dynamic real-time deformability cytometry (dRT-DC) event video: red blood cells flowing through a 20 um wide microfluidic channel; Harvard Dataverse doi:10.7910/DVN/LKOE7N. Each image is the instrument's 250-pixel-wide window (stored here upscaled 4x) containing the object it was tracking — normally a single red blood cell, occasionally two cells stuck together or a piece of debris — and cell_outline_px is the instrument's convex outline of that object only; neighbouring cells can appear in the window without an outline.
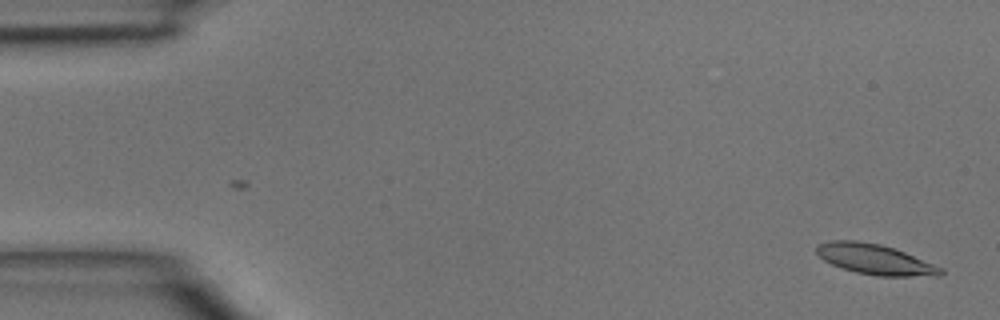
{"species": "common noctule bat (a hibernating species)", "species_latin": "Nyctalus noctula", "temperature_condition": "room temperature", "stored_images_in_passage": 11, "camera_frame_rate_fps": 3000, "um_per_image_px": 0.085, "animal": {"sex": "male", "body_mass_g": 15.6}, "frame": {"image": 1, "passage_image": 2, "time_ms": 0.333, "image_size_px": [1000, 320], "cell_outline_px": [[944, 272], [940, 276], [876, 276], [856, 272], [832, 264], [824, 260], [816, 252], [816, 244], [828, 240], [856, 240], [880, 244], [904, 252], [944, 268]], "centroid_in_image_um": [74.37, 22.04], "position_along_channel_um": 10.6, "area_um2": 21.91}}